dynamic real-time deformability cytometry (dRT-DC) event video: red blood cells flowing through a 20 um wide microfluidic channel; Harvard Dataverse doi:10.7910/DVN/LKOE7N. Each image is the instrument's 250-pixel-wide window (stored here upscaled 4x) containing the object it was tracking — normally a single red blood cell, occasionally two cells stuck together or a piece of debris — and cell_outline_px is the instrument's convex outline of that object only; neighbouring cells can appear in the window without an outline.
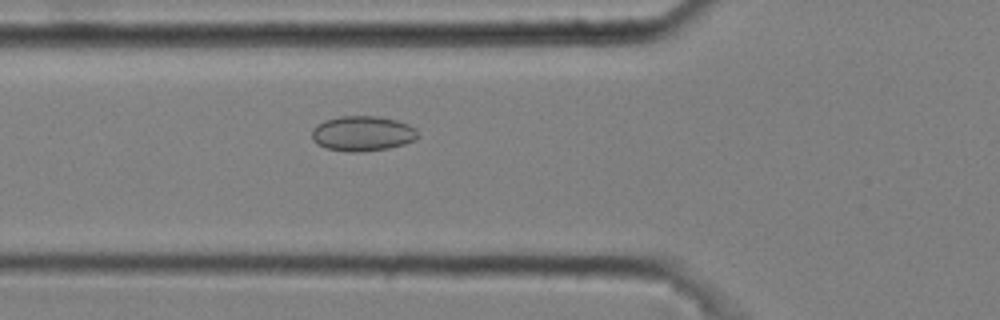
{"species": "common noctule bat (a hibernating species)", "species_latin": "Nyctalus noctula", "temperature_condition": "cold", "stored_images_in_passage": 2, "camera_frame_rate_fps": 3000, "um_per_image_px": 0.085, "animal": {"sex": "male", "body_mass_g": 20.4}, "frame": {"image": 1, "passage_image": 2, "time_ms": 0.333, "image_size_px": [1000, 320], "cell_outline_px": [[420, 136], [416, 140], [404, 144], [388, 148], [356, 152], [352, 152], [328, 148], [316, 144], [312, 140], [312, 128], [316, 124], [324, 120], [340, 116], [380, 116], [396, 120], [408, 124], [416, 128]], "centroid_in_image_um": [30.82, 11.33], "position_along_channel_um": 95.0, "area_um2": 21.85}}